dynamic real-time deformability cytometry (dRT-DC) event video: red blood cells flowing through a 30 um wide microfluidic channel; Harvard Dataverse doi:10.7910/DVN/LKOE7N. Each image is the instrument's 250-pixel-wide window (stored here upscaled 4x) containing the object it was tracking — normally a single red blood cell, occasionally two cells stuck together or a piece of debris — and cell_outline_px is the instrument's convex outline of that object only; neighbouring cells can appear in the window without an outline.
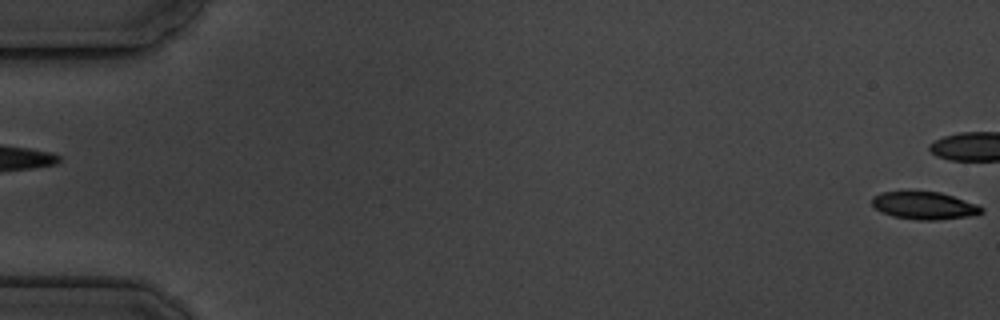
{"species": "common noctule bat (a hibernating species)", "species_latin": "Nyctalus noctula", "temperature_condition": "cold", "stored_images_in_passage": 4, "segment_of_instrument_passage": [2, 2], "camera_frame_rate_fps": 3000, "um_per_image_px": 0.085, "animal": {"sex": "male", "body_mass_g": 19.5, "forearm_length_mm": 54.6}, "frame": {"image": 1, "passage_image": 4, "time_ms": 4.333, "image_size_px": [1000, 320], "cell_outline_px": [[984, 212], [968, 216], [932, 220], [920, 220], [892, 216], [876, 208], [872, 204], [872, 196], [880, 192], [908, 188], [940, 192], [976, 204], [984, 208]], "centroid_in_image_um": [78.49, 17.41], "position_along_channel_um": 6.5, "area_um2": 18.09}}